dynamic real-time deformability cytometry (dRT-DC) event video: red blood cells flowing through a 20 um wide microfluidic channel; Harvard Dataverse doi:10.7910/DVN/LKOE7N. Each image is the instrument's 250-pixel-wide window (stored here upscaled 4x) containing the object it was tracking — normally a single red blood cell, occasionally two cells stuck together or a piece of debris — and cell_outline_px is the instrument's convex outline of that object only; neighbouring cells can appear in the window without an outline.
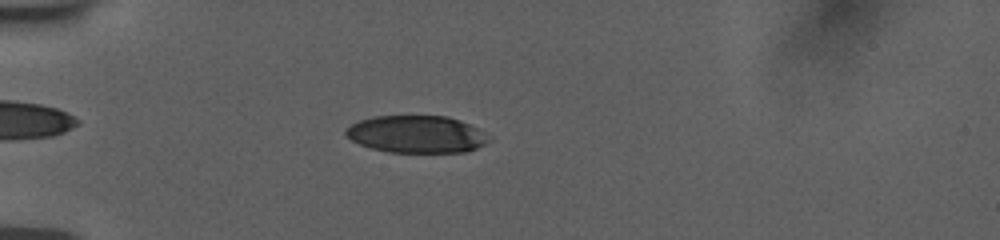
{"species": "human", "species_latin": "Homo sapiens", "temperature_condition": "room temperature", "stored_images_in_passage": 56, "camera_frame_rate_fps": 3000, "um_per_image_px": 0.085, "donor": {"sex": "female"}, "frame": {"image": 1, "passage_image": 17, "time_ms": 5.333, "image_size_px": [1000, 240], "cell_outline_px": [[492, 140], [468, 152], [388, 152], [372, 148], [360, 144], [344, 136], [344, 128], [360, 120], [376, 116], [448, 116], [460, 120], [492, 136]], "centroid_in_image_um": [35.42, 11.41], "position_along_channel_um": 49.6, "area_um2": 31.21}}
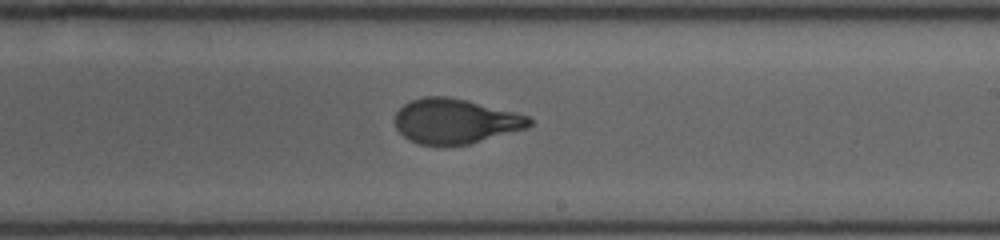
{"frame": {"image": 2, "passage_image": 35, "time_ms": 11.333, "image_size_px": [1000, 240], "cell_outline_px": [[532, 124], [528, 128], [468, 144], [420, 144], [408, 140], [396, 128], [392, 120], [396, 112], [404, 104], [412, 100], [424, 96], [448, 96], [528, 116], [532, 120]], "centroid_in_image_um": [38.65, 10.3], "position_along_channel_um": 250.4, "area_um2": 34.74}}
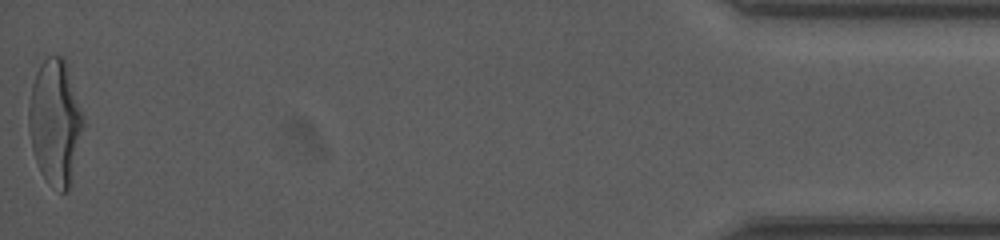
{"frame": {"image": 3, "passage_image": 56, "time_ms": 18.333, "image_size_px": [1000, 240], "cell_outline_px": [[84, 124], [72, 184], [64, 192], [60, 192], [48, 184], [40, 172], [32, 148], [28, 128], [28, 108], [32, 84], [36, 72], [40, 64], [48, 56], [64, 56], [84, 116]], "centroid_in_image_um": [4.7, 10.42], "position_along_channel_um": 430.5, "area_um2": 40.23}, "authors_computed_cell_mechanics": {"area_um2": 35.1135, "velocity_mm_per_s": 3.7744, "shape_relaxation_time_tau1_ms": 5.2439, "shape_relaxation_time_tau2_ms": 0.7185, "deformation_change_tau1": 0.2152, "deformation_change_tau2": 0.0694}}